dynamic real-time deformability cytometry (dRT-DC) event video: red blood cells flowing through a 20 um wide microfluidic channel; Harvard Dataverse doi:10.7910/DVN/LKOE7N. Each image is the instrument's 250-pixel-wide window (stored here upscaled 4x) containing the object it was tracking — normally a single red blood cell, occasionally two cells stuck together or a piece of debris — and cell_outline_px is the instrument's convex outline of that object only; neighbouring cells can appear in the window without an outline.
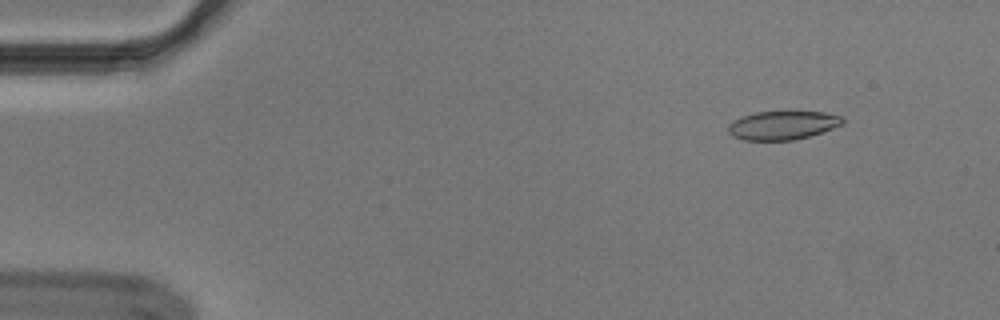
{"species": "Egyptian fruit bat (a non-hibernating species)", "species_latin": "Rousettus aegyptiacus", "temperature_condition": "cold", "stored_images_in_passage": 51, "camera_frame_rate_fps": 3000, "um_per_image_px": 0.085, "animal": {"sex": "male"}, "frame": {"image": 1, "passage_image": 3, "time_ms": 0.667, "image_size_px": [1000, 320], "cell_outline_px": [[844, 124], [808, 136], [792, 140], [744, 140], [732, 136], [728, 132], [728, 124], [744, 116], [756, 112], [788, 108], [824, 112], [844, 116]], "centroid_in_image_um": [66.57, 10.59], "position_along_channel_um": 18.4, "area_um2": 19.88}}
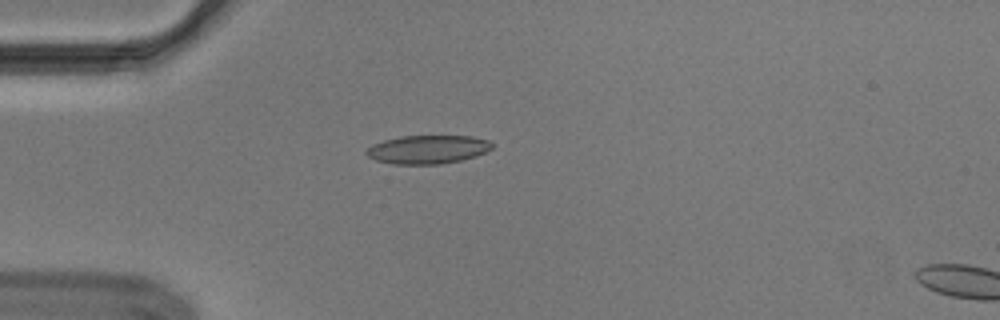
{"frame": {"image": 2, "passage_image": 12, "time_ms": 3.667, "image_size_px": [1000, 320], "cell_outline_px": [[492, 148], [476, 156], [460, 160], [440, 164], [392, 164], [376, 160], [368, 156], [364, 152], [372, 144], [384, 140], [400, 136], [472, 136], [488, 140], [492, 144]], "centroid_in_image_um": [36.33, 12.7], "position_along_channel_um": 48.7, "area_um2": 20.81}}
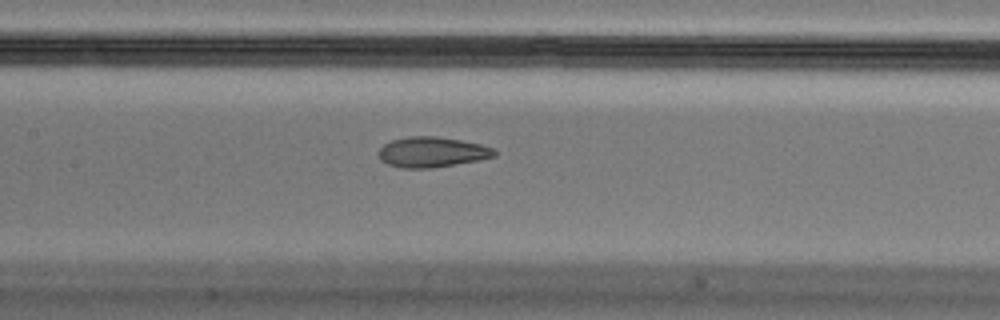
{"frame": {"image": 3, "passage_image": 23, "time_ms": 7.333, "image_size_px": [1000, 320], "cell_outline_px": [[496, 156], [480, 160], [432, 168], [400, 168], [388, 164], [380, 160], [376, 152], [384, 144], [392, 140], [408, 136], [436, 136], [460, 140], [480, 144], [496, 148]], "centroid_in_image_um": [36.71, 12.93], "position_along_channel_um": 170.7, "area_um2": 20.69}, "authors_computed_cell_mechanics": {"area_um2": 20.808, "velocity_mm_per_s": 3.6959, "shape_relaxation_time_tau1_ms": null, "shape_relaxation_time_tau2_ms": 1.7069, "deformation_change_tau1": null, "deformation_change_tau2": 0.0662}}